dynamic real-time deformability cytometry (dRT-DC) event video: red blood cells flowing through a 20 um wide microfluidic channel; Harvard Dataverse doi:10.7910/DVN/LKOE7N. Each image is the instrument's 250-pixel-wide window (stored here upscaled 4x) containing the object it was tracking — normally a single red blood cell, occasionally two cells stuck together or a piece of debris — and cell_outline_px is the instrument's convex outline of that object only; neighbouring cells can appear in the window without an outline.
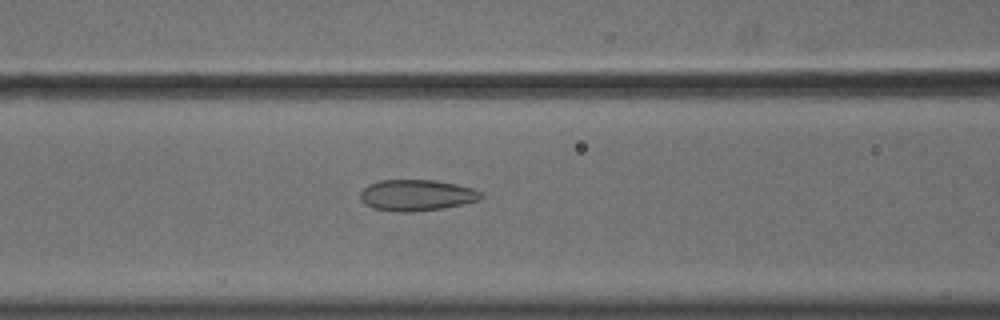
{"species": "common noctule bat (a hibernating species)", "species_latin": "Nyctalus noctula", "temperature_condition": "cold", "stored_images_in_passage": 41, "camera_frame_rate_fps": 3000, "um_per_image_px": 0.085, "animal": {"sex": "male", "body_mass_g": 18.8}, "frame": {"image": 1, "passage_image": 9, "time_ms": 2.667, "image_size_px": [1000, 320], "cell_outline_px": [[484, 196], [480, 200], [444, 208], [408, 212], [400, 212], [372, 208], [364, 204], [360, 196], [360, 192], [368, 184], [380, 180], [436, 180], [456, 184], [472, 188], [484, 192]], "centroid_in_image_um": [35.43, 16.59], "position_along_channel_um": 131.2, "area_um2": 22.08}}
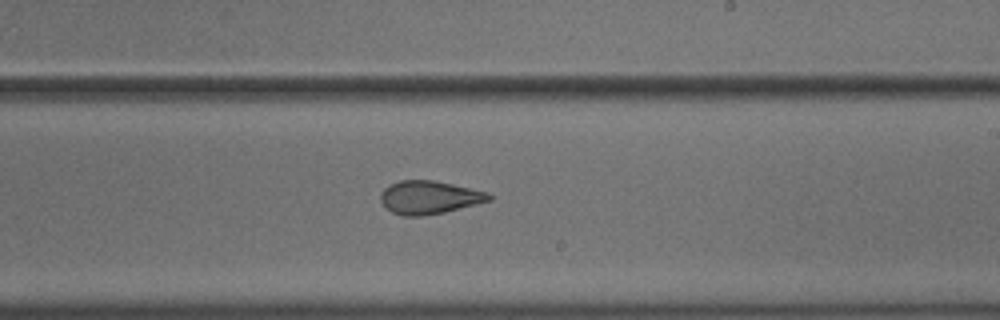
{"frame": {"image": 2, "passage_image": 19, "time_ms": 6.0, "image_size_px": [1000, 320], "cell_outline_px": [[492, 200], [444, 212], [424, 216], [404, 216], [392, 212], [384, 208], [380, 200], [380, 192], [384, 188], [400, 180], [432, 180], [452, 184], [488, 192], [492, 196]], "centroid_in_image_um": [36.45, 16.78], "position_along_channel_um": 252.5, "area_um2": 20.98}}
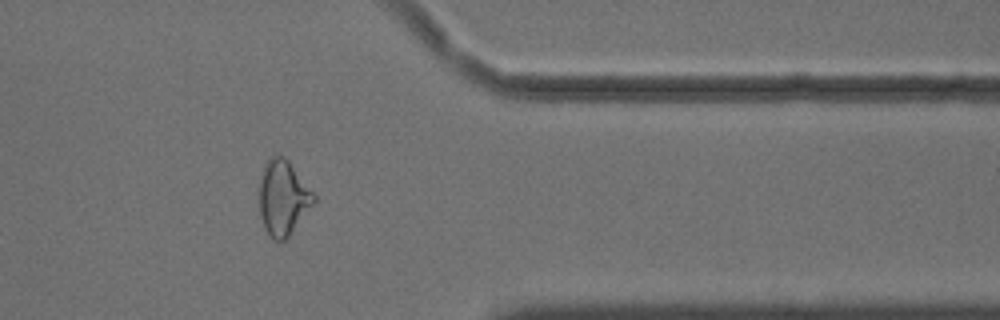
{"frame": {"image": 3, "passage_image": 31, "time_ms": 10.0, "image_size_px": [1000, 320], "cell_outline_px": [[316, 200], [288, 236], [280, 244], [264, 228], [260, 216], [260, 180], [264, 168], [268, 160], [272, 156], [284, 156], [288, 160], [316, 196]], "centroid_in_image_um": [24.06, 16.82], "position_along_channel_um": 387.3, "area_um2": 23.24}, "authors_computed_cell_mechanics": {"area_um2": 22.1374, "velocity_mm_per_s": 3.6351, "shape_relaxation_time_tau1_ms": 4.5925, "shape_relaxation_time_tau2_ms": 1.5257, "deformation_change_tau1": 0.1356, "deformation_change_tau2": 0.0861}}